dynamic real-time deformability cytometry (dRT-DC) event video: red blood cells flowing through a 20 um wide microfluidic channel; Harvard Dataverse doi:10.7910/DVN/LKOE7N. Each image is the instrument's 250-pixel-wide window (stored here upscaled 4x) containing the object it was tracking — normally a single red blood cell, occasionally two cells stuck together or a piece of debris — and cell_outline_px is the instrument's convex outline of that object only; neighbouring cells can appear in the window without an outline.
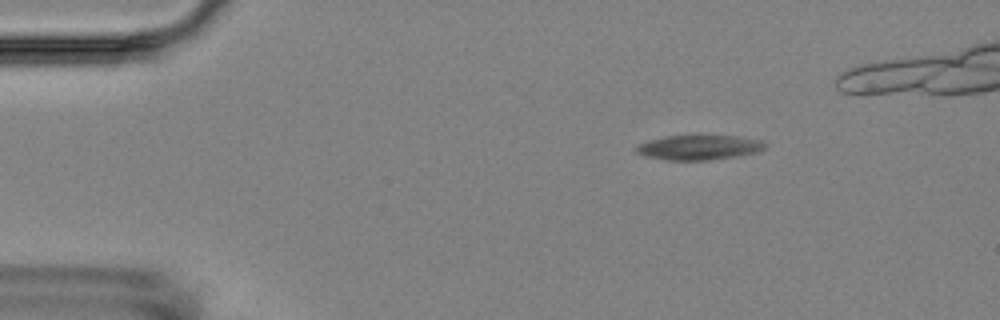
{"species": "Egyptian fruit bat (a non-hibernating species)", "species_latin": "Rousettus aegyptiacus", "temperature_condition": "room temperature", "stored_images_in_passage": 7, "camera_frame_rate_fps": 3000, "um_per_image_px": 0.085, "animal": {"sex": "female"}, "frame": {"image": 1, "passage_image": 1, "time_ms": 0.0, "image_size_px": [1000, 320], "cell_outline_px": [[764, 148], [756, 152], [736, 156], [708, 160], [668, 160], [644, 156], [636, 152], [636, 148], [640, 144], [648, 140], [668, 136], [736, 136], [760, 140], [764, 144]], "centroid_in_image_um": [59.37, 12.54], "position_along_channel_um": 25.6, "area_um2": 18.21}}